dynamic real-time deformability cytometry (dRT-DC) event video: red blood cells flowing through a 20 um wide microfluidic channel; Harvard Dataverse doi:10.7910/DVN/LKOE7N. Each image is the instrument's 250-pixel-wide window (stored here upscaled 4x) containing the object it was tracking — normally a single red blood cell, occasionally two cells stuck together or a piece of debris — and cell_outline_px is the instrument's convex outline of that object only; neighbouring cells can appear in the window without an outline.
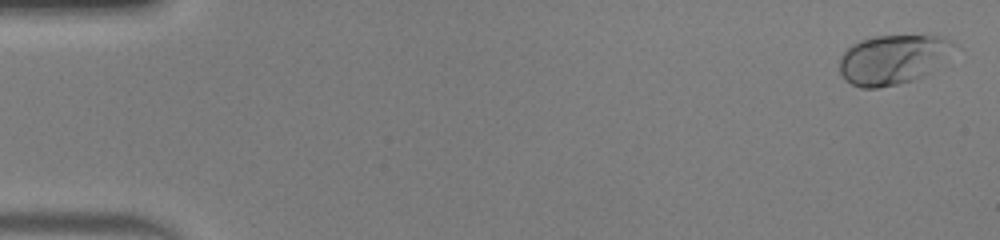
{"species": "human", "species_latin": "Homo sapiens", "temperature_condition": "warm", "stored_images_in_passage": 50, "camera_frame_rate_fps": 3000, "um_per_image_px": 0.085, "donor": {"sex": "male"}, "frame": {"image": 1, "passage_image": 1, "time_ms": 0.0, "image_size_px": [1000, 240], "cell_outline_px": [[960, 48], [924, 76], [912, 80], [896, 84], [876, 88], [860, 88], [844, 80], [840, 72], [840, 56], [852, 44], [860, 40], [876, 36], [940, 36], [952, 40]], "centroid_in_image_um": [75.93, 5.05], "position_along_channel_um": 9.1, "area_um2": 33.23}}
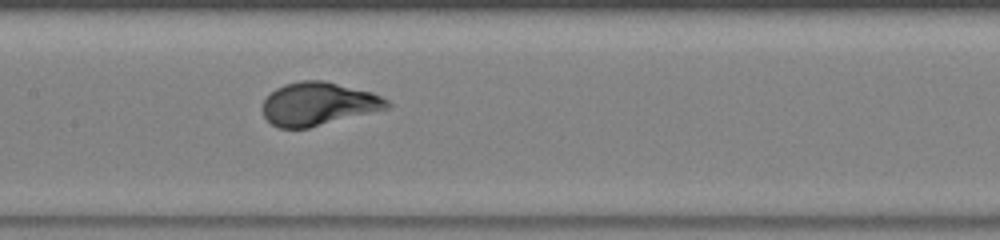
{"frame": {"image": 2, "passage_image": 25, "time_ms": 8.0, "image_size_px": [1000, 240], "cell_outline_px": [[392, 108], [308, 128], [280, 128], [272, 124], [264, 116], [264, 100], [276, 88], [284, 84], [300, 80], [324, 80], [372, 92], [388, 100], [392, 104]], "centroid_in_image_um": [27.12, 8.83], "position_along_channel_um": 180.3, "area_um2": 31.39}}
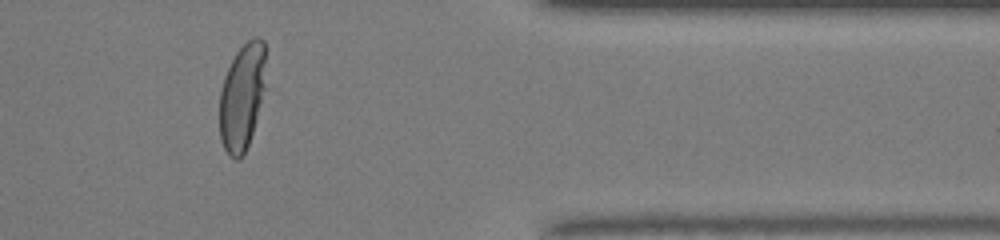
{"frame": {"image": 3, "passage_image": 42, "time_ms": 13.667, "image_size_px": [1000, 240], "cell_outline_px": [[264, 88], [256, 120], [248, 144], [240, 160], [236, 160], [228, 156], [220, 140], [220, 92], [224, 76], [236, 52], [252, 36], [260, 36], [264, 40]], "centroid_in_image_um": [20.55, 8.23], "position_along_channel_um": 390.8, "area_um2": 28.5}, "authors_computed_cell_mechanics": {"area_um2": 31.5877, "velocity_mm_per_s": 4.0704, "shape_relaxation_time_tau1_ms": 2.8156, "shape_relaxation_time_tau2_ms": null, "deformation_change_tau1": 0.1813, "deformation_change_tau2": null}}